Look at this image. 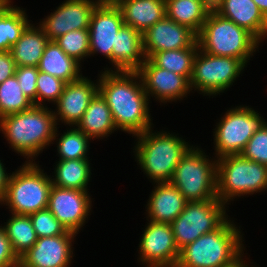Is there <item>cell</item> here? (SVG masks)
Listing matches in <instances>:
<instances>
[{
  "label": "cell",
  "instance_id": "ab89813d",
  "mask_svg": "<svg viewBox=\"0 0 267 267\" xmlns=\"http://www.w3.org/2000/svg\"><path fill=\"white\" fill-rule=\"evenodd\" d=\"M16 64L10 51H0V84L15 75Z\"/></svg>",
  "mask_w": 267,
  "mask_h": 267
},
{
  "label": "cell",
  "instance_id": "e0dca14e",
  "mask_svg": "<svg viewBox=\"0 0 267 267\" xmlns=\"http://www.w3.org/2000/svg\"><path fill=\"white\" fill-rule=\"evenodd\" d=\"M96 78L94 80L82 75L79 79L65 84L60 98L51 107L59 127L78 124L89 103L98 93V76Z\"/></svg>",
  "mask_w": 267,
  "mask_h": 267
},
{
  "label": "cell",
  "instance_id": "d590c367",
  "mask_svg": "<svg viewBox=\"0 0 267 267\" xmlns=\"http://www.w3.org/2000/svg\"><path fill=\"white\" fill-rule=\"evenodd\" d=\"M37 237H53L63 235L66 228L53 216L48 208L29 215Z\"/></svg>",
  "mask_w": 267,
  "mask_h": 267
},
{
  "label": "cell",
  "instance_id": "f35d334b",
  "mask_svg": "<svg viewBox=\"0 0 267 267\" xmlns=\"http://www.w3.org/2000/svg\"><path fill=\"white\" fill-rule=\"evenodd\" d=\"M19 265L20 259L13 251L11 242L0 225V267H19Z\"/></svg>",
  "mask_w": 267,
  "mask_h": 267
},
{
  "label": "cell",
  "instance_id": "d4e9b609",
  "mask_svg": "<svg viewBox=\"0 0 267 267\" xmlns=\"http://www.w3.org/2000/svg\"><path fill=\"white\" fill-rule=\"evenodd\" d=\"M91 159L56 160L50 173L53 185L60 188L90 191L93 164ZM52 174V175H51Z\"/></svg>",
  "mask_w": 267,
  "mask_h": 267
},
{
  "label": "cell",
  "instance_id": "7402d4cb",
  "mask_svg": "<svg viewBox=\"0 0 267 267\" xmlns=\"http://www.w3.org/2000/svg\"><path fill=\"white\" fill-rule=\"evenodd\" d=\"M145 60L142 33L123 25L112 48L109 71L136 72Z\"/></svg>",
  "mask_w": 267,
  "mask_h": 267
},
{
  "label": "cell",
  "instance_id": "f1b7e54d",
  "mask_svg": "<svg viewBox=\"0 0 267 267\" xmlns=\"http://www.w3.org/2000/svg\"><path fill=\"white\" fill-rule=\"evenodd\" d=\"M15 3L16 1L7 0L0 8V51H10L32 22L26 8L14 5Z\"/></svg>",
  "mask_w": 267,
  "mask_h": 267
},
{
  "label": "cell",
  "instance_id": "60d3db41",
  "mask_svg": "<svg viewBox=\"0 0 267 267\" xmlns=\"http://www.w3.org/2000/svg\"><path fill=\"white\" fill-rule=\"evenodd\" d=\"M4 160L0 159V201L4 198L10 176L12 174V171L10 170V173L7 172V168L5 167L6 163H3Z\"/></svg>",
  "mask_w": 267,
  "mask_h": 267
},
{
  "label": "cell",
  "instance_id": "ac0fdd59",
  "mask_svg": "<svg viewBox=\"0 0 267 267\" xmlns=\"http://www.w3.org/2000/svg\"><path fill=\"white\" fill-rule=\"evenodd\" d=\"M123 25L122 13L118 6L97 5L95 7L88 28L90 57L100 55L106 59L109 66L106 64L102 71H109L112 48L115 46L117 32Z\"/></svg>",
  "mask_w": 267,
  "mask_h": 267
},
{
  "label": "cell",
  "instance_id": "9c48e42d",
  "mask_svg": "<svg viewBox=\"0 0 267 267\" xmlns=\"http://www.w3.org/2000/svg\"><path fill=\"white\" fill-rule=\"evenodd\" d=\"M258 110L240 103L232 105L214 120L212 155L216 159L242 152L253 134L267 121Z\"/></svg>",
  "mask_w": 267,
  "mask_h": 267
},
{
  "label": "cell",
  "instance_id": "4316f807",
  "mask_svg": "<svg viewBox=\"0 0 267 267\" xmlns=\"http://www.w3.org/2000/svg\"><path fill=\"white\" fill-rule=\"evenodd\" d=\"M83 65L68 56L55 41H49L37 66L39 71L48 73L69 83L83 75Z\"/></svg>",
  "mask_w": 267,
  "mask_h": 267
},
{
  "label": "cell",
  "instance_id": "7a4b0ae2",
  "mask_svg": "<svg viewBox=\"0 0 267 267\" xmlns=\"http://www.w3.org/2000/svg\"><path fill=\"white\" fill-rule=\"evenodd\" d=\"M154 129L153 126L134 136L131 154L139 167L137 169L143 172L151 184L170 182L181 158L194 144L166 127V130Z\"/></svg>",
  "mask_w": 267,
  "mask_h": 267
},
{
  "label": "cell",
  "instance_id": "1f68e13d",
  "mask_svg": "<svg viewBox=\"0 0 267 267\" xmlns=\"http://www.w3.org/2000/svg\"><path fill=\"white\" fill-rule=\"evenodd\" d=\"M199 48H183L154 53L149 60L160 68L185 76L189 81Z\"/></svg>",
  "mask_w": 267,
  "mask_h": 267
},
{
  "label": "cell",
  "instance_id": "8d00e7d4",
  "mask_svg": "<svg viewBox=\"0 0 267 267\" xmlns=\"http://www.w3.org/2000/svg\"><path fill=\"white\" fill-rule=\"evenodd\" d=\"M240 154L267 166V121L253 134Z\"/></svg>",
  "mask_w": 267,
  "mask_h": 267
},
{
  "label": "cell",
  "instance_id": "ee69618b",
  "mask_svg": "<svg viewBox=\"0 0 267 267\" xmlns=\"http://www.w3.org/2000/svg\"><path fill=\"white\" fill-rule=\"evenodd\" d=\"M122 0H95L97 5L117 6Z\"/></svg>",
  "mask_w": 267,
  "mask_h": 267
},
{
  "label": "cell",
  "instance_id": "83f0119b",
  "mask_svg": "<svg viewBox=\"0 0 267 267\" xmlns=\"http://www.w3.org/2000/svg\"><path fill=\"white\" fill-rule=\"evenodd\" d=\"M212 5L211 0H166V13L169 19L198 34Z\"/></svg>",
  "mask_w": 267,
  "mask_h": 267
},
{
  "label": "cell",
  "instance_id": "44dd1931",
  "mask_svg": "<svg viewBox=\"0 0 267 267\" xmlns=\"http://www.w3.org/2000/svg\"><path fill=\"white\" fill-rule=\"evenodd\" d=\"M212 8L248 30L262 44L267 40V19L253 0H214Z\"/></svg>",
  "mask_w": 267,
  "mask_h": 267
},
{
  "label": "cell",
  "instance_id": "836d02e7",
  "mask_svg": "<svg viewBox=\"0 0 267 267\" xmlns=\"http://www.w3.org/2000/svg\"><path fill=\"white\" fill-rule=\"evenodd\" d=\"M59 47L70 57L83 66L90 59L89 30H73L54 40ZM83 62V63H82Z\"/></svg>",
  "mask_w": 267,
  "mask_h": 267
},
{
  "label": "cell",
  "instance_id": "52a82bcc",
  "mask_svg": "<svg viewBox=\"0 0 267 267\" xmlns=\"http://www.w3.org/2000/svg\"><path fill=\"white\" fill-rule=\"evenodd\" d=\"M37 162H21L12 171L4 198L0 207L11 214L31 215L48 206L52 187L50 175Z\"/></svg>",
  "mask_w": 267,
  "mask_h": 267
},
{
  "label": "cell",
  "instance_id": "4fadbf2b",
  "mask_svg": "<svg viewBox=\"0 0 267 267\" xmlns=\"http://www.w3.org/2000/svg\"><path fill=\"white\" fill-rule=\"evenodd\" d=\"M94 199L90 191L52 185L47 208L67 231L78 235L90 220Z\"/></svg>",
  "mask_w": 267,
  "mask_h": 267
},
{
  "label": "cell",
  "instance_id": "6da1fadb",
  "mask_svg": "<svg viewBox=\"0 0 267 267\" xmlns=\"http://www.w3.org/2000/svg\"><path fill=\"white\" fill-rule=\"evenodd\" d=\"M97 75L98 92L111 110L119 132L133 138L156 126L150 113L152 104L137 72L98 70Z\"/></svg>",
  "mask_w": 267,
  "mask_h": 267
},
{
  "label": "cell",
  "instance_id": "d6986e66",
  "mask_svg": "<svg viewBox=\"0 0 267 267\" xmlns=\"http://www.w3.org/2000/svg\"><path fill=\"white\" fill-rule=\"evenodd\" d=\"M146 58L154 53L183 48H199L197 34L189 27L178 24L167 16L142 33Z\"/></svg>",
  "mask_w": 267,
  "mask_h": 267
},
{
  "label": "cell",
  "instance_id": "4dcf8cb0",
  "mask_svg": "<svg viewBox=\"0 0 267 267\" xmlns=\"http://www.w3.org/2000/svg\"><path fill=\"white\" fill-rule=\"evenodd\" d=\"M8 217L1 226L20 259L36 243L38 237L29 215L10 213Z\"/></svg>",
  "mask_w": 267,
  "mask_h": 267
},
{
  "label": "cell",
  "instance_id": "5bb4252c",
  "mask_svg": "<svg viewBox=\"0 0 267 267\" xmlns=\"http://www.w3.org/2000/svg\"><path fill=\"white\" fill-rule=\"evenodd\" d=\"M136 72L151 103L153 99L165 107L169 103H181L193 93L190 81L185 76L155 66L148 58Z\"/></svg>",
  "mask_w": 267,
  "mask_h": 267
},
{
  "label": "cell",
  "instance_id": "7bdbcfd3",
  "mask_svg": "<svg viewBox=\"0 0 267 267\" xmlns=\"http://www.w3.org/2000/svg\"><path fill=\"white\" fill-rule=\"evenodd\" d=\"M258 6L260 12L267 19V0H253Z\"/></svg>",
  "mask_w": 267,
  "mask_h": 267
},
{
  "label": "cell",
  "instance_id": "484cf974",
  "mask_svg": "<svg viewBox=\"0 0 267 267\" xmlns=\"http://www.w3.org/2000/svg\"><path fill=\"white\" fill-rule=\"evenodd\" d=\"M36 21H32L22 32L20 39L11 47L10 53L16 66H38L49 43L48 36Z\"/></svg>",
  "mask_w": 267,
  "mask_h": 267
},
{
  "label": "cell",
  "instance_id": "30bf717a",
  "mask_svg": "<svg viewBox=\"0 0 267 267\" xmlns=\"http://www.w3.org/2000/svg\"><path fill=\"white\" fill-rule=\"evenodd\" d=\"M246 67L238 58L215 56L198 49L190 78L191 90L207 99L220 97L236 85Z\"/></svg>",
  "mask_w": 267,
  "mask_h": 267
},
{
  "label": "cell",
  "instance_id": "2e32d148",
  "mask_svg": "<svg viewBox=\"0 0 267 267\" xmlns=\"http://www.w3.org/2000/svg\"><path fill=\"white\" fill-rule=\"evenodd\" d=\"M77 234L67 231L63 235L38 238L20 258L19 267H70L74 263Z\"/></svg>",
  "mask_w": 267,
  "mask_h": 267
},
{
  "label": "cell",
  "instance_id": "e575fe53",
  "mask_svg": "<svg viewBox=\"0 0 267 267\" xmlns=\"http://www.w3.org/2000/svg\"><path fill=\"white\" fill-rule=\"evenodd\" d=\"M65 84L63 80L39 71L36 85V106L50 107V105H54L60 98Z\"/></svg>",
  "mask_w": 267,
  "mask_h": 267
},
{
  "label": "cell",
  "instance_id": "3957f363",
  "mask_svg": "<svg viewBox=\"0 0 267 267\" xmlns=\"http://www.w3.org/2000/svg\"><path fill=\"white\" fill-rule=\"evenodd\" d=\"M57 126L53 109L48 106L33 105L0 119L1 136L23 162H37L38 156L52 146Z\"/></svg>",
  "mask_w": 267,
  "mask_h": 267
},
{
  "label": "cell",
  "instance_id": "f546056e",
  "mask_svg": "<svg viewBox=\"0 0 267 267\" xmlns=\"http://www.w3.org/2000/svg\"><path fill=\"white\" fill-rule=\"evenodd\" d=\"M57 126L53 137L57 160L90 159L91 142L93 140L75 126H66L65 131H59ZM57 148V149H56Z\"/></svg>",
  "mask_w": 267,
  "mask_h": 267
},
{
  "label": "cell",
  "instance_id": "7c38bea8",
  "mask_svg": "<svg viewBox=\"0 0 267 267\" xmlns=\"http://www.w3.org/2000/svg\"><path fill=\"white\" fill-rule=\"evenodd\" d=\"M139 237L137 262L142 267H175L180 251L171 224L147 220Z\"/></svg>",
  "mask_w": 267,
  "mask_h": 267
},
{
  "label": "cell",
  "instance_id": "ffe728a7",
  "mask_svg": "<svg viewBox=\"0 0 267 267\" xmlns=\"http://www.w3.org/2000/svg\"><path fill=\"white\" fill-rule=\"evenodd\" d=\"M144 211L146 220L171 224L184 210L187 200L170 182L152 183Z\"/></svg>",
  "mask_w": 267,
  "mask_h": 267
},
{
  "label": "cell",
  "instance_id": "277c9868",
  "mask_svg": "<svg viewBox=\"0 0 267 267\" xmlns=\"http://www.w3.org/2000/svg\"><path fill=\"white\" fill-rule=\"evenodd\" d=\"M235 220L237 219L230 216L219 228L205 233L182 248L175 267H229L233 265L245 254L244 252H247L244 229Z\"/></svg>",
  "mask_w": 267,
  "mask_h": 267
},
{
  "label": "cell",
  "instance_id": "d6a6232c",
  "mask_svg": "<svg viewBox=\"0 0 267 267\" xmlns=\"http://www.w3.org/2000/svg\"><path fill=\"white\" fill-rule=\"evenodd\" d=\"M33 102L23 94L15 75L0 84V119L30 109Z\"/></svg>",
  "mask_w": 267,
  "mask_h": 267
},
{
  "label": "cell",
  "instance_id": "b9f144b4",
  "mask_svg": "<svg viewBox=\"0 0 267 267\" xmlns=\"http://www.w3.org/2000/svg\"><path fill=\"white\" fill-rule=\"evenodd\" d=\"M251 261L252 259H250V255H248V253L245 252V254L239 260H237L233 265L229 267H260L259 264L256 265L257 264L256 262L254 261L251 262Z\"/></svg>",
  "mask_w": 267,
  "mask_h": 267
},
{
  "label": "cell",
  "instance_id": "8fae6325",
  "mask_svg": "<svg viewBox=\"0 0 267 267\" xmlns=\"http://www.w3.org/2000/svg\"><path fill=\"white\" fill-rule=\"evenodd\" d=\"M229 207L218 198L187 201L184 210L171 223L179 251L205 233L219 228L230 216Z\"/></svg>",
  "mask_w": 267,
  "mask_h": 267
},
{
  "label": "cell",
  "instance_id": "74e56055",
  "mask_svg": "<svg viewBox=\"0 0 267 267\" xmlns=\"http://www.w3.org/2000/svg\"><path fill=\"white\" fill-rule=\"evenodd\" d=\"M38 68L36 66H16L15 76L23 91L34 105H36Z\"/></svg>",
  "mask_w": 267,
  "mask_h": 267
},
{
  "label": "cell",
  "instance_id": "8992f818",
  "mask_svg": "<svg viewBox=\"0 0 267 267\" xmlns=\"http://www.w3.org/2000/svg\"><path fill=\"white\" fill-rule=\"evenodd\" d=\"M217 198L228 207L239 198L267 192V166L241 154L217 158Z\"/></svg>",
  "mask_w": 267,
  "mask_h": 267
},
{
  "label": "cell",
  "instance_id": "f6af8a7d",
  "mask_svg": "<svg viewBox=\"0 0 267 267\" xmlns=\"http://www.w3.org/2000/svg\"><path fill=\"white\" fill-rule=\"evenodd\" d=\"M7 2V0H0V8L2 7V5H4Z\"/></svg>",
  "mask_w": 267,
  "mask_h": 267
},
{
  "label": "cell",
  "instance_id": "cb8c5ba5",
  "mask_svg": "<svg viewBox=\"0 0 267 267\" xmlns=\"http://www.w3.org/2000/svg\"><path fill=\"white\" fill-rule=\"evenodd\" d=\"M75 127L93 141H106V139L109 140L108 137L110 135L116 131L118 133L111 110L99 92L91 100L81 120Z\"/></svg>",
  "mask_w": 267,
  "mask_h": 267
},
{
  "label": "cell",
  "instance_id": "603a6c76",
  "mask_svg": "<svg viewBox=\"0 0 267 267\" xmlns=\"http://www.w3.org/2000/svg\"><path fill=\"white\" fill-rule=\"evenodd\" d=\"M117 6L124 25L141 33L167 16L166 0H122Z\"/></svg>",
  "mask_w": 267,
  "mask_h": 267
},
{
  "label": "cell",
  "instance_id": "9a60e30c",
  "mask_svg": "<svg viewBox=\"0 0 267 267\" xmlns=\"http://www.w3.org/2000/svg\"><path fill=\"white\" fill-rule=\"evenodd\" d=\"M59 4L37 23L50 41L70 31L89 28L97 6L95 0H64Z\"/></svg>",
  "mask_w": 267,
  "mask_h": 267
},
{
  "label": "cell",
  "instance_id": "ba28073f",
  "mask_svg": "<svg viewBox=\"0 0 267 267\" xmlns=\"http://www.w3.org/2000/svg\"><path fill=\"white\" fill-rule=\"evenodd\" d=\"M201 144H194L181 158L170 183L187 201H204L217 198V159Z\"/></svg>",
  "mask_w": 267,
  "mask_h": 267
},
{
  "label": "cell",
  "instance_id": "5b68a950",
  "mask_svg": "<svg viewBox=\"0 0 267 267\" xmlns=\"http://www.w3.org/2000/svg\"><path fill=\"white\" fill-rule=\"evenodd\" d=\"M199 49L215 56L240 59L246 66L260 53L263 44L248 30L210 10L197 34Z\"/></svg>",
  "mask_w": 267,
  "mask_h": 267
}]
</instances>
